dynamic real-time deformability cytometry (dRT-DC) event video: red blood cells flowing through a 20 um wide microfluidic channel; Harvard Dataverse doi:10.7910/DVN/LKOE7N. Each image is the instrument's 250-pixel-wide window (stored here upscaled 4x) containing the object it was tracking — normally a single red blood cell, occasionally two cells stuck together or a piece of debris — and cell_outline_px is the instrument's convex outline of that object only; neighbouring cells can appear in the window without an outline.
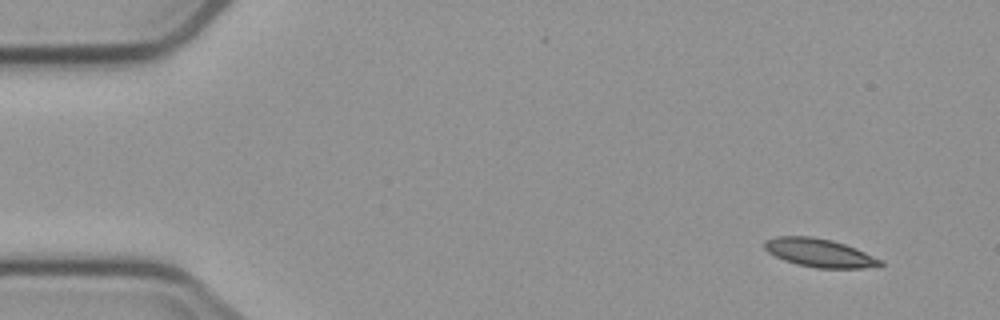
{"species": "common noctule bat (a hibernating species)", "species_latin": "Nyctalus noctula", "temperature_condition": "cold", "stored_images_in_passage": 4, "camera_frame_rate_fps": 3000, "um_per_image_px": 0.085, "animal": {"sex": "male", "body_mass_g": 23.1, "forearm_length_mm": 52.7}, "frame": {"image": 1, "passage_image": 4, "time_ms": 7.0, "image_size_px": [1000, 320], "cell_outline_px": [[884, 264], [860, 268], [816, 268], [796, 264], [784, 260], [768, 252], [764, 248], [764, 240], [776, 236], [812, 236], [832, 240], [856, 248], [884, 260]], "centroid_in_image_um": [69.64, 21.48], "position_along_channel_um": 15.4, "area_um2": 19.19}}